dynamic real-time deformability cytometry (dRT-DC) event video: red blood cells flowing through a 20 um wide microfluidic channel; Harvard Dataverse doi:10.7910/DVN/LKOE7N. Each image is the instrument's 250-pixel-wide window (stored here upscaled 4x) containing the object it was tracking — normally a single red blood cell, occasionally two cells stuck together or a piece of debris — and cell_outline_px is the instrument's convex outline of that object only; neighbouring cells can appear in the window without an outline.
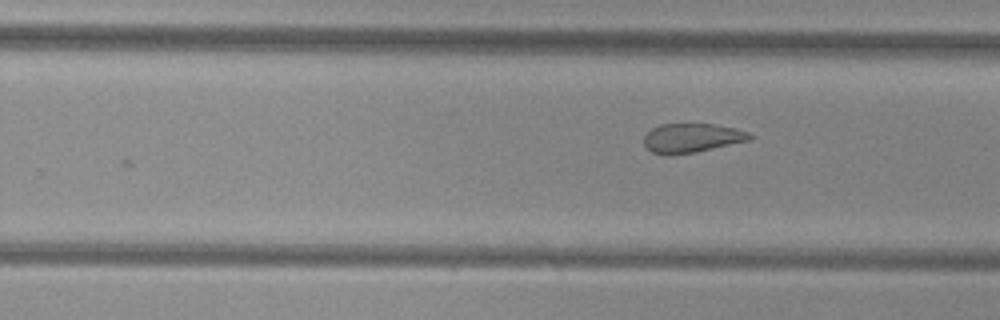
{"species": "common noctule bat (a hibernating species)", "species_latin": "Nyctalus noctula", "temperature_condition": "cold", "stored_images_in_passage": 7, "camera_frame_rate_fps": 3000, "um_per_image_px": 0.085, "animal": {"sex": "female", "body_mass_g": 29.2, "forearm_length_mm": 56.3}, "frame": {"image": 1, "passage_image": 7, "time_ms": 7.0, "image_size_px": [1000, 320], "cell_outline_px": [[756, 136], [752, 140], [696, 152], [672, 156], [664, 156], [652, 152], [644, 144], [644, 136], [652, 128], [660, 124], [716, 124], [736, 128], [748, 132]], "centroid_in_image_um": [58.84, 11.74], "position_along_channel_um": 271.0, "area_um2": 18.38}}